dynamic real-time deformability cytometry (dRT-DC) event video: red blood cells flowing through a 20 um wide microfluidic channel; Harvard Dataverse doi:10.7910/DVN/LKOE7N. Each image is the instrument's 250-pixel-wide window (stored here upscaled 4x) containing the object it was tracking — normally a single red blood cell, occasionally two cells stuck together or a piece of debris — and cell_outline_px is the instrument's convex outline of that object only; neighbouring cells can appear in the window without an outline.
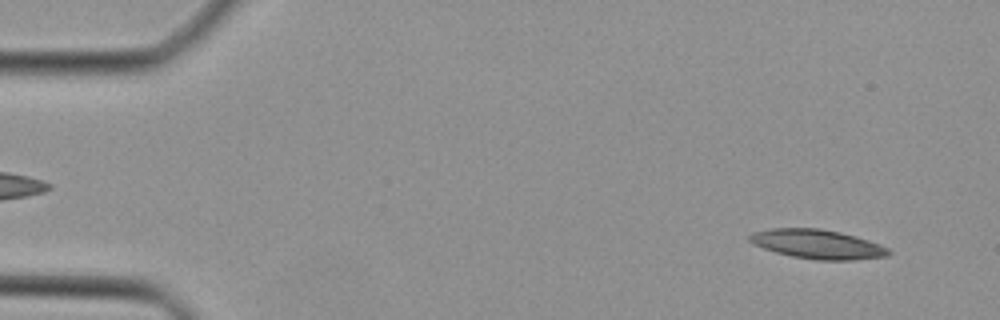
{"species": "Egyptian fruit bat (a non-hibernating species)", "species_latin": "Rousettus aegyptiacus", "temperature_condition": "cold", "stored_images_in_passage": 45, "camera_frame_rate_fps": 3000, "um_per_image_px": 0.085, "animal": {"sex": "female"}, "frame": {"image": 1, "passage_image": 3, "time_ms": 0.667, "image_size_px": [1000, 320], "cell_outline_px": [[892, 252], [888, 256], [852, 260], [816, 260], [792, 256], [776, 252], [764, 248], [748, 240], [748, 236], [752, 232], [772, 228], [820, 228], [840, 232], [856, 236], [880, 244], [888, 248]], "centroid_in_image_um": [69.51, 20.75], "position_along_channel_um": 15.5, "area_um2": 23.64}}
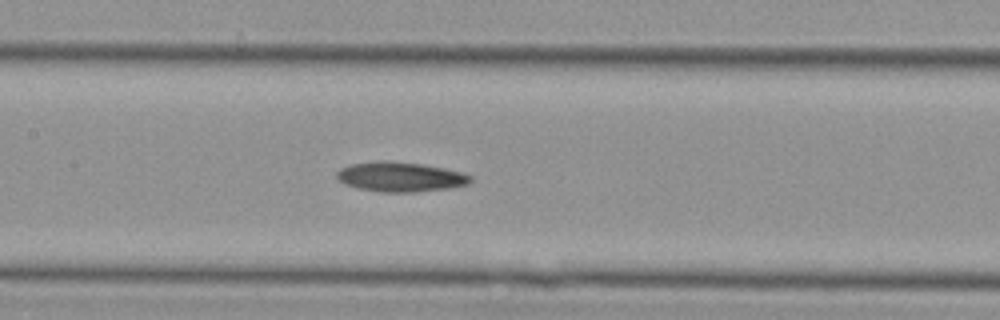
{"frame": {"image": 2, "passage_image": 21, "time_ms": 6.667, "image_size_px": [1000, 320], "cell_outline_px": [[472, 180], [468, 184], [448, 188], [416, 192], [380, 192], [360, 188], [348, 184], [340, 180], [336, 176], [336, 172], [340, 168], [348, 164], [376, 160], [388, 160], [420, 164], [444, 168], [460, 172], [472, 176]], "centroid_in_image_um": [34.01, 15.02], "position_along_channel_um": 173.4, "area_um2": 23.12}}
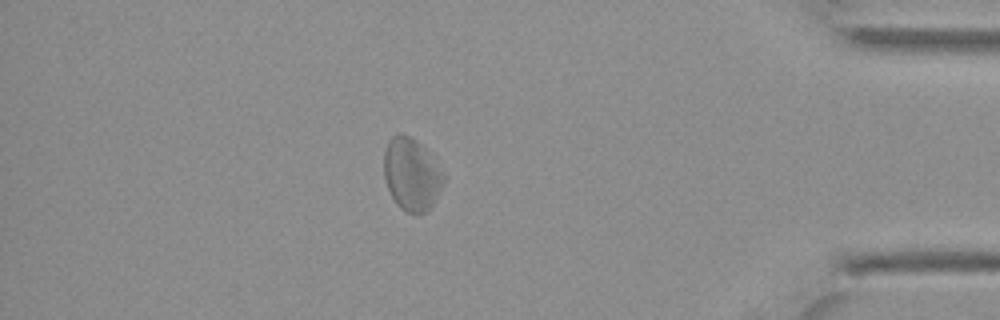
{"frame": {"image": 3, "passage_image": 39, "time_ms": 12.667, "image_size_px": [1000, 320], "cell_outline_px": [[444, 180], [428, 212], [408, 212], [400, 208], [396, 204], [388, 188], [384, 176], [384, 148], [388, 140], [392, 136], [400, 132], [416, 140], [420, 144], [440, 172]], "centroid_in_image_um": [34.9, 14.81], "position_along_channel_um": 400.3, "area_um2": 24.33}}